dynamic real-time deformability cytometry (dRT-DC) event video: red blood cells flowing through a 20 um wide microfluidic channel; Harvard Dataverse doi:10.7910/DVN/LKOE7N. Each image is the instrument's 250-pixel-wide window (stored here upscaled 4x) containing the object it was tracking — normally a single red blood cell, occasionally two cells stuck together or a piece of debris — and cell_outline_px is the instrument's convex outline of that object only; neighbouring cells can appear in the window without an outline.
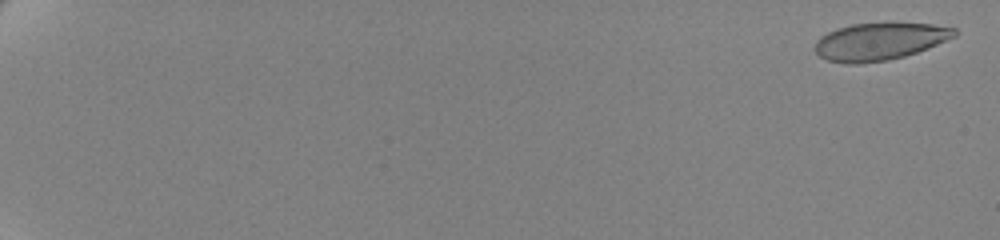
{"species": "human", "species_latin": "Homo sapiens", "temperature_condition": "cold", "stored_images_in_passage": 62, "camera_frame_rate_fps": 3000, "um_per_image_px": 0.085, "donor": {"sex": "female"}, "frame": {"image": 1, "passage_image": 2, "time_ms": 0.333, "image_size_px": [1000, 240], "cell_outline_px": [[956, 36], [928, 48], [904, 56], [888, 60], [856, 64], [848, 64], [828, 60], [820, 56], [816, 52], [816, 40], [820, 36], [836, 28], [852, 24], [932, 24], [956, 28]], "centroid_in_image_um": [74.75, 3.53], "position_along_channel_um": 10.2, "area_um2": 29.94}}
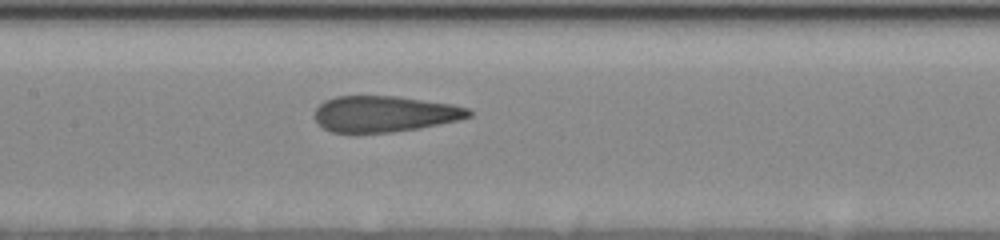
{"frame": {"image": 2, "passage_image": 35, "time_ms": 11.333, "image_size_px": [1000, 240], "cell_outline_px": [[472, 116], [456, 120], [420, 128], [392, 132], [332, 132], [324, 128], [316, 120], [316, 108], [324, 100], [336, 96], [396, 96], [452, 104], [468, 108], [472, 112]], "centroid_in_image_um": [32.69, 9.67], "position_along_channel_um": 174.7, "area_um2": 32.08}}
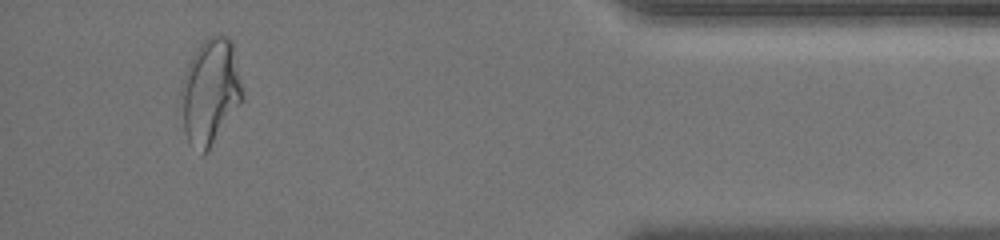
{"frame": {"image": 3, "passage_image": 59, "time_ms": 19.333, "image_size_px": [1000, 240], "cell_outline_px": [[244, 100], [208, 148], [204, 152], [188, 144], [184, 132], [180, 92], [180, 84], [184, 72], [196, 48], [208, 36], [228, 36], [232, 40], [244, 88]], "centroid_in_image_um": [17.88, 7.72], "position_along_channel_um": 417.3, "area_um2": 37.97}, "authors_computed_cell_mechanics": {"area_um2": 32.7726, "velocity_mm_per_s": 3.4955, "shape_relaxation_time_tau1_ms": 10.1731, "shape_relaxation_time_tau2_ms": 1.0998, "deformation_change_tau1": 0.2344, "deformation_change_tau2": 0.0879}}